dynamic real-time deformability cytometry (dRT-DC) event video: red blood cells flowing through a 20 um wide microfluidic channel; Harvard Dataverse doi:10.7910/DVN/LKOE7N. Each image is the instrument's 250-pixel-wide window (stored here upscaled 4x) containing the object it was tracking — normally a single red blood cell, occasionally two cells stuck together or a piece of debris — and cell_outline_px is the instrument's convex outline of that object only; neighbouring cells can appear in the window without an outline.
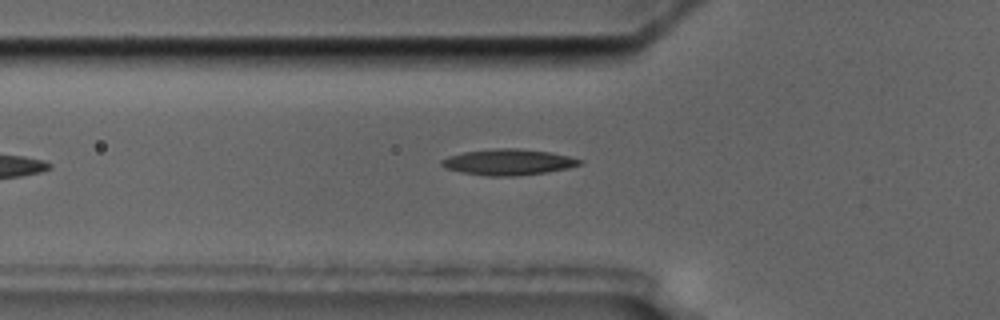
{"species": "common noctule bat (a hibernating species)", "species_latin": "Nyctalus noctula", "temperature_condition": "cold", "stored_images_in_passage": 4, "camera_frame_rate_fps": 3000, "um_per_image_px": 0.085, "animal": {"sex": "male", "body_mass_g": 17.5, "forearm_length_mm": 52.3}, "frame": {"image": 1, "passage_image": 3, "time_ms": 3.333, "image_size_px": [1000, 320], "cell_outline_px": [[584, 160], [580, 164], [568, 168], [548, 172], [512, 176], [488, 176], [460, 172], [444, 168], [440, 164], [440, 160], [448, 156], [464, 152], [496, 148], [520, 148], [548, 152], [568, 156]], "centroid_in_image_um": [43.17, 13.78], "position_along_channel_um": 82.6, "area_um2": 20.92}}
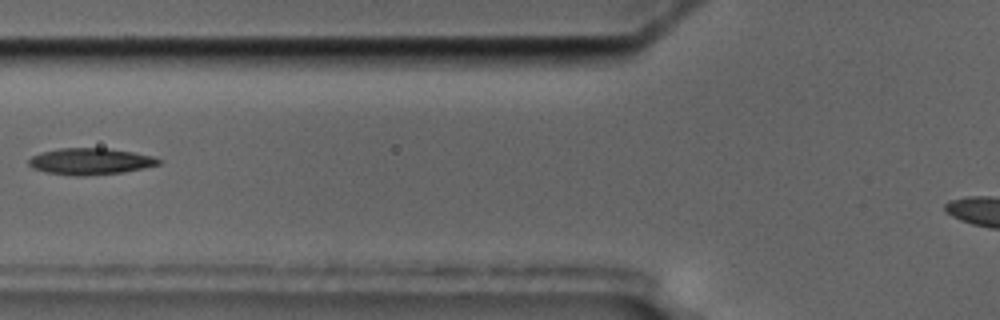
{"frame": {"image": 2, "passage_image": 4, "time_ms": 4.333, "image_size_px": [1000, 320], "cell_outline_px": [[160, 164], [124, 172], [84, 176], [72, 176], [44, 172], [32, 168], [28, 164], [28, 160], [32, 156], [40, 152], [60, 148], [108, 148], [132, 152], [152, 156], [160, 160]], "centroid_in_image_um": [7.62, 13.72], "position_along_channel_um": 118.2, "area_um2": 20.11}}